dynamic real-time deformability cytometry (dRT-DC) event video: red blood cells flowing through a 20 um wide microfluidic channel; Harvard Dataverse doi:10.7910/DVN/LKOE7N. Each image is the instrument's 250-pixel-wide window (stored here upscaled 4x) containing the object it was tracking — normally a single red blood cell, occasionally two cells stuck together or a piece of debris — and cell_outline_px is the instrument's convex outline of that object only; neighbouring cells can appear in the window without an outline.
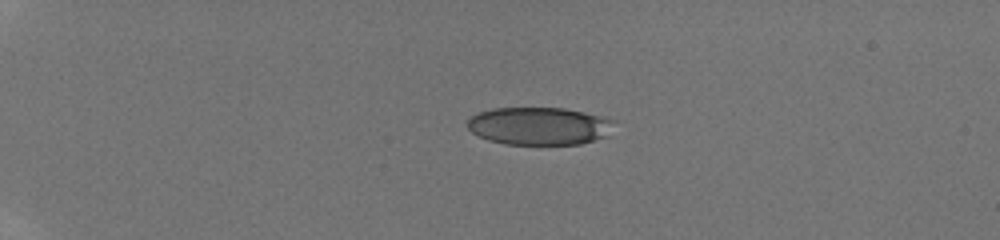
{"species": "human", "species_latin": "Homo sapiens", "temperature_condition": "room temperature", "stored_images_in_passage": 39, "camera_frame_rate_fps": 3000, "um_per_image_px": 0.085, "donor": {"sex": "male"}, "frame": {"image": 1, "passage_image": 1, "time_ms": 0.0, "image_size_px": [1000, 240], "cell_outline_px": [[616, 120], [608, 136], [580, 144], [504, 144], [488, 140], [472, 132], [468, 128], [468, 120], [472, 116], [480, 112], [492, 108], [564, 108], [584, 112]], "centroid_in_image_um": [45.86, 10.71], "position_along_channel_um": 39.1, "area_um2": 32.25}}
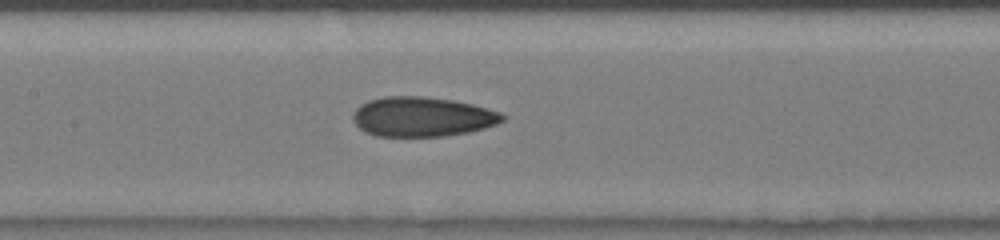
{"frame": {"image": 2, "passage_image": 16, "time_ms": 5.0, "image_size_px": [1000, 240], "cell_outline_px": [[508, 116], [504, 120], [496, 124], [484, 128], [468, 132], [444, 136], [376, 136], [364, 132], [352, 120], [352, 116], [356, 108], [360, 104], [368, 100], [384, 96], [420, 96], [452, 100], [472, 104], [500, 112]], "centroid_in_image_um": [35.87, 9.92], "position_along_channel_um": 171.5, "area_um2": 34.68}}
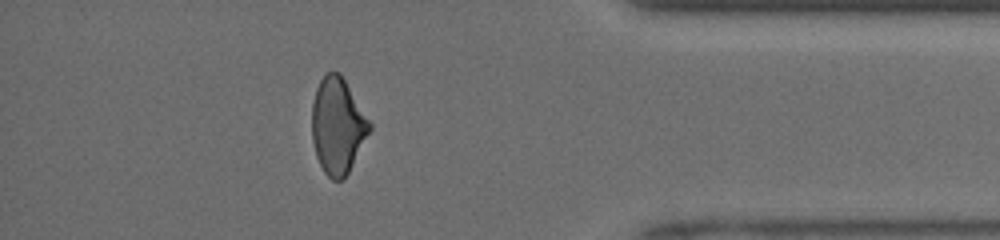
{"frame": {"image": 3, "passage_image": 34, "time_ms": 11.0, "image_size_px": [1000, 240], "cell_outline_px": [[372, 128], [344, 180], [332, 180], [324, 172], [316, 156], [312, 140], [312, 104], [316, 88], [324, 72], [340, 72], [372, 124]], "centroid_in_image_um": [28.69, 10.68], "position_along_channel_um": 406.5, "area_um2": 32.31}, "authors_computed_cell_mechanics": {"area_um2": 33.6396, "velocity_mm_per_s": 4.2626, "shape_relaxation_time_tau1_ms": null, "shape_relaxation_time_tau2_ms": 1.8063, "deformation_change_tau1": null, "deformation_change_tau2": 0.0915}}